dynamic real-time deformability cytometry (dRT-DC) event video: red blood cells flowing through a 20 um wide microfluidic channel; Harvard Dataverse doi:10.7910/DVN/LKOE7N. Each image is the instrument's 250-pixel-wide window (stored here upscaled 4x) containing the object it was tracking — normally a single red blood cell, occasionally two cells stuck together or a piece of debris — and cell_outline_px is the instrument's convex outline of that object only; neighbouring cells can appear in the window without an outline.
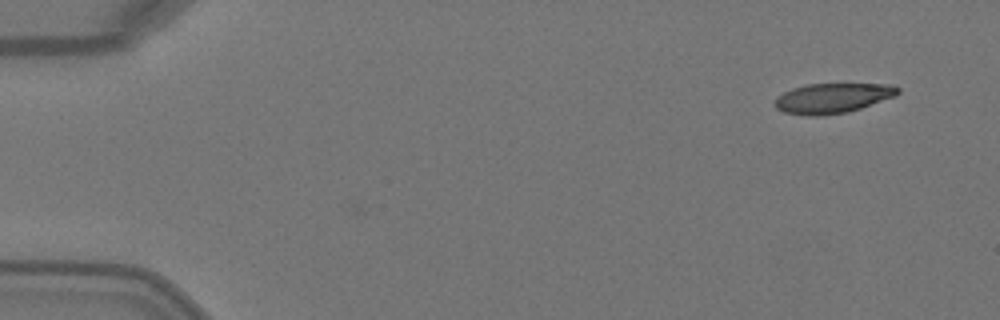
{"species": "Egyptian fruit bat (a non-hibernating species)", "species_latin": "Rousettus aegyptiacus", "temperature_condition": "warm", "stored_images_in_passage": 3, "camera_frame_rate_fps": 3000, "um_per_image_px": 0.085, "animal": {"sex": "female"}, "frame": {"image": 1, "passage_image": 3, "time_ms": 0.667, "image_size_px": [1000, 320], "cell_outline_px": [[900, 92], [896, 96], [848, 112], [824, 116], [808, 116], [784, 112], [776, 108], [776, 96], [792, 88], [804, 84], [892, 84], [900, 88]], "centroid_in_image_um": [70.78, 8.34], "position_along_channel_um": 14.2, "area_um2": 21.62}}